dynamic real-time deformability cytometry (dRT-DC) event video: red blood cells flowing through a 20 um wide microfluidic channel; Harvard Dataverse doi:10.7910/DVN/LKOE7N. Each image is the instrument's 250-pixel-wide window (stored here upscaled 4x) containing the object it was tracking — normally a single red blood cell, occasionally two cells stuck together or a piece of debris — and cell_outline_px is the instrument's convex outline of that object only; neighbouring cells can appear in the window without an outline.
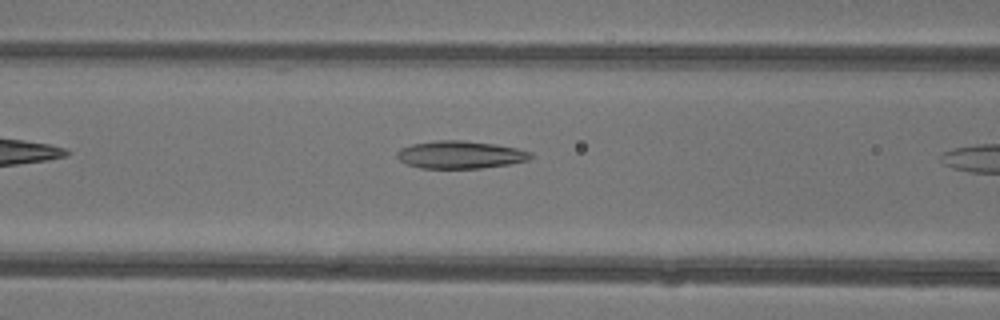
{"species": "common noctule bat (a hibernating species)", "species_latin": "Nyctalus noctula", "temperature_condition": "warm", "stored_images_in_passage": 6, "camera_frame_rate_fps": 3000, "um_per_image_px": 0.085, "animal": {"sex": "female"}, "frame": {"image": 1, "passage_image": 5, "time_ms": 1.333, "image_size_px": [1000, 320], "cell_outline_px": [[536, 156], [528, 160], [508, 164], [480, 168], [420, 168], [408, 164], [400, 160], [396, 156], [396, 152], [400, 148], [412, 144], [436, 140], [464, 140], [496, 144], [516, 148], [532, 152]], "centroid_in_image_um": [39.14, 13.14], "position_along_channel_um": 127.5, "area_um2": 21.62}}